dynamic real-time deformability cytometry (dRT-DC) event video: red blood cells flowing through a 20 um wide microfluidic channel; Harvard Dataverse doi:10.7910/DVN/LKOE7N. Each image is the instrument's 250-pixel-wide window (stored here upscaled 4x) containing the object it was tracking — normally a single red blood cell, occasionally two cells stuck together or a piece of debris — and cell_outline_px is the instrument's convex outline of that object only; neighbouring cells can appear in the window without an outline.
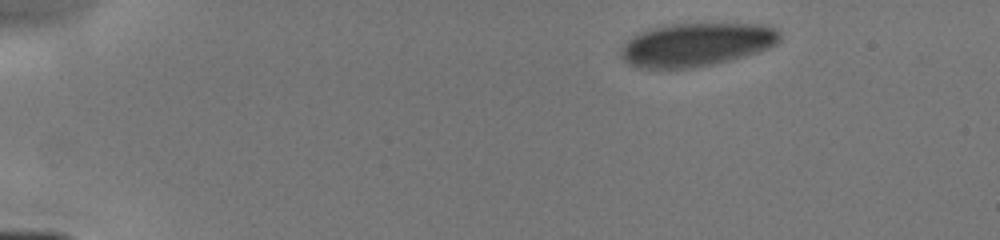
{"species": "human", "species_latin": "Homo sapiens", "temperature_condition": "cold", "stored_images_in_passage": 24, "camera_frame_rate_fps": 3000, "um_per_image_px": 0.085, "donor": {"sex": "male"}, "frame": {"image": 1, "passage_image": 1, "time_ms": 0.0, "image_size_px": [1000, 240], "cell_outline_px": [[780, 40], [776, 44], [768, 48], [732, 60], [692, 68], [636, 68], [628, 64], [620, 56], [620, 48], [632, 36], [648, 28], [672, 24], [768, 24], [780, 32]], "centroid_in_image_um": [59.17, 3.79], "position_along_channel_um": 25.8, "area_um2": 40.29}}
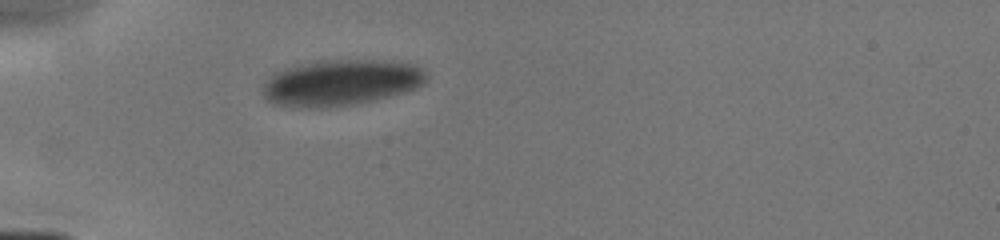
{"frame": {"image": 2, "passage_image": 20, "time_ms": 2.667, "image_size_px": [1000, 240], "cell_outline_px": [[428, 76], [424, 84], [416, 88], [404, 92], [372, 100], [348, 104], [308, 108], [276, 104], [268, 100], [264, 96], [264, 84], [276, 72], [284, 68], [296, 64], [320, 60], [392, 60], [412, 64], [428, 72]], "centroid_in_image_um": [29.02, 6.99], "position_along_channel_um": 56.0, "area_um2": 43.52}}